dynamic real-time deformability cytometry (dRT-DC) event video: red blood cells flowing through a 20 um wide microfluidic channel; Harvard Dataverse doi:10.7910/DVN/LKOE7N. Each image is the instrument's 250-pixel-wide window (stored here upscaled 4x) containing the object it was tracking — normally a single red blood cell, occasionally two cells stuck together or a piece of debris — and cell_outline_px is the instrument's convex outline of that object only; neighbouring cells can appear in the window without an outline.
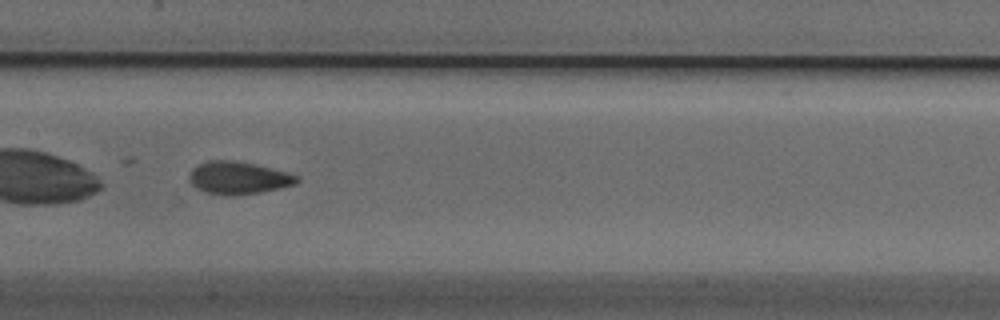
{"species": "Egyptian fruit bat (a non-hibernating species)", "species_latin": "Rousettus aegyptiacus", "temperature_condition": "cold", "stored_images_in_passage": 47, "camera_frame_rate_fps": 3000, "um_per_image_px": 0.085, "animal": {"sex": "male"}, "frame": {"image": 1, "passage_image": 21, "time_ms": 6.667, "image_size_px": [1000, 320], "cell_outline_px": [[300, 180], [296, 184], [280, 188], [260, 192], [236, 196], [224, 196], [204, 192], [196, 188], [188, 180], [188, 176], [192, 168], [208, 160], [236, 160], [272, 168], [288, 172], [300, 176]], "centroid_in_image_um": [20.26, 15.13], "position_along_channel_um": 187.1, "area_um2": 20.81}}
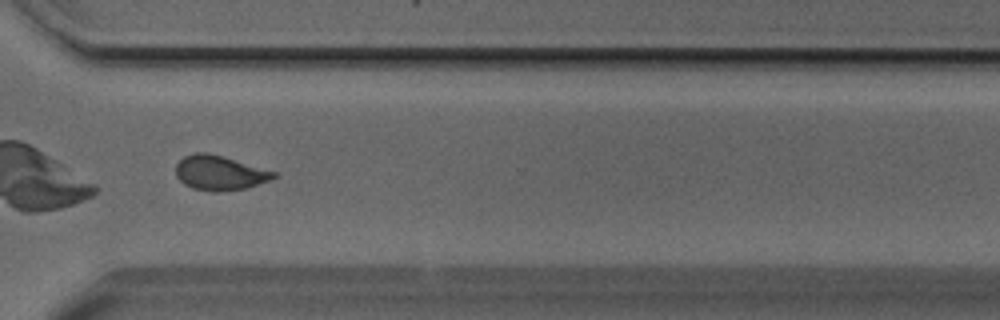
{"frame": {"image": 2, "passage_image": 34, "time_ms": 11.0, "image_size_px": [1000, 320], "cell_outline_px": [[276, 176], [268, 180], [244, 188], [220, 192], [216, 192], [192, 188], [184, 184], [176, 176], [176, 164], [184, 156], [192, 152], [208, 152], [276, 172]], "centroid_in_image_um": [18.6, 14.68], "position_along_channel_um": 352.0, "area_um2": 19.48}, "authors_computed_cell_mechanics": {"area_um2": 20.1722, "velocity_mm_per_s": 3.8001, "shape_relaxation_time_tau1_ms": 6.2847, "shape_relaxation_time_tau2_ms": 1.1701, "deformation_change_tau1": 0.1351, "deformation_change_tau2": 0.0599}}